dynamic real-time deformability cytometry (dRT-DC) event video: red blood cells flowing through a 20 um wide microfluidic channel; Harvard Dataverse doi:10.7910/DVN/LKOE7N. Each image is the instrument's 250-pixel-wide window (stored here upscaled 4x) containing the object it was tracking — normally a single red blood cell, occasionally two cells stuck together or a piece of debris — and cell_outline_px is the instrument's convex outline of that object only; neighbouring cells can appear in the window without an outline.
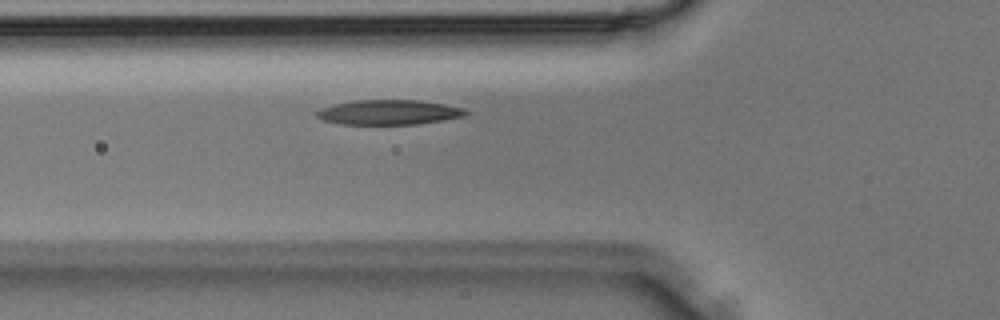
{"species": "Egyptian fruit bat (a non-hibernating species)", "species_latin": "Rousettus aegyptiacus", "temperature_condition": "room temperature", "stored_images_in_passage": 31, "camera_frame_rate_fps": 3000, "um_per_image_px": 0.085, "animal": {"sex": "male"}, "frame": {"image": 1, "passage_image": 7, "time_ms": 2.0, "image_size_px": [1000, 320], "cell_outline_px": [[472, 112], [464, 116], [444, 120], [416, 124], [340, 124], [324, 120], [316, 116], [316, 112], [320, 108], [336, 104], [356, 100], [420, 100], [444, 104], [464, 108]], "centroid_in_image_um": [33.1, 9.54], "position_along_channel_um": 92.7, "area_um2": 21.56}}
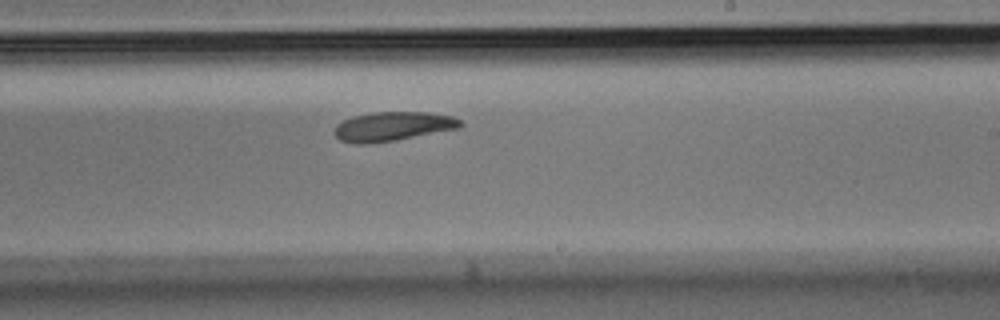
{"frame": {"image": 2, "passage_image": 16, "time_ms": 5.0, "image_size_px": [1000, 320], "cell_outline_px": [[464, 124], [460, 128], [396, 140], [368, 144], [356, 144], [340, 140], [332, 132], [336, 124], [352, 116], [372, 112], [428, 112], [452, 116], [460, 120]], "centroid_in_image_um": [33.36, 10.74], "position_along_channel_um": 255.6, "area_um2": 21.62}}
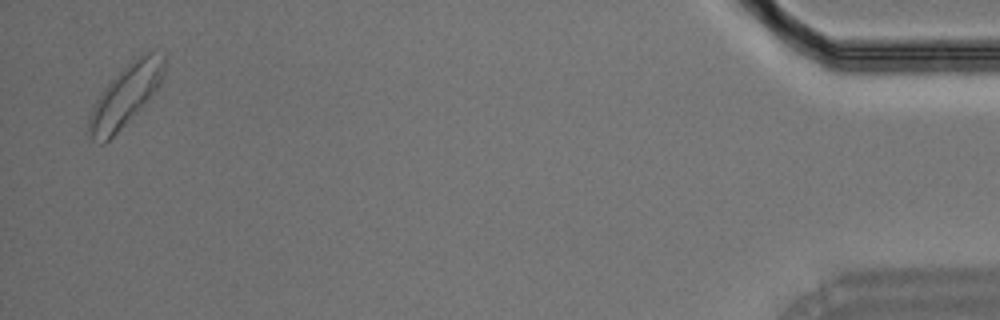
{"frame": {"image": 3, "passage_image": 30, "time_ms": 9.667, "image_size_px": [1000, 320], "cell_outline_px": [[168, 56], [164, 72], [160, 84], [136, 112], [104, 144], [100, 144], [92, 140], [84, 132], [92, 108], [96, 100], [104, 88], [136, 56], [148, 52], [152, 52]], "centroid_in_image_um": [10.63, 8.14], "position_along_channel_um": 424.6, "area_um2": 26.47}}